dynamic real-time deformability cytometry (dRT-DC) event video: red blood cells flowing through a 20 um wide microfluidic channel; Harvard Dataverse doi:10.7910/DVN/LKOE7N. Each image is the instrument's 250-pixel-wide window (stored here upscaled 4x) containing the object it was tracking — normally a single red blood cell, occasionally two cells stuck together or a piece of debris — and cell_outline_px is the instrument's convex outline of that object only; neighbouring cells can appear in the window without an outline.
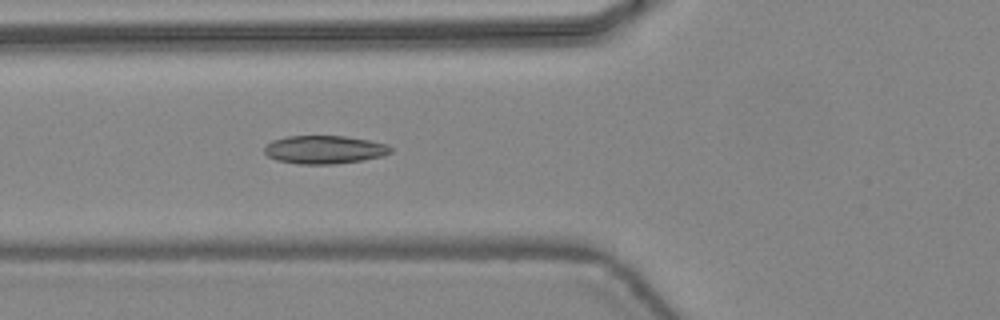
{"species": "common noctule bat (a hibernating species)", "species_latin": "Nyctalus noctula", "temperature_condition": "warm", "stored_images_in_passage": 46, "camera_frame_rate_fps": 3000, "um_per_image_px": 0.085, "animal": {"sex": "female", "body_mass_g": 24.6, "forearm_length_mm": 56.2}, "frame": {"image": 1, "passage_image": 18, "time_ms": 5.667, "image_size_px": [1000, 320], "cell_outline_px": [[392, 152], [384, 156], [360, 160], [332, 164], [296, 164], [276, 160], [268, 156], [264, 152], [264, 148], [272, 140], [288, 136], [344, 136], [368, 140], [388, 144], [392, 148]], "centroid_in_image_um": [27.58, 12.72], "position_along_channel_um": 98.2, "area_um2": 20.75}}
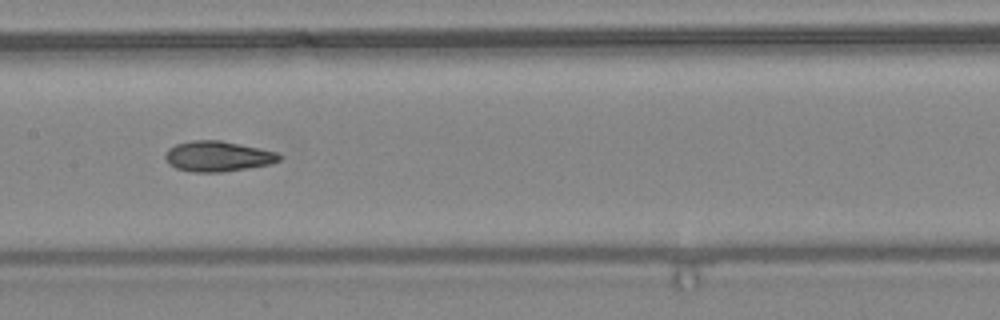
{"frame": {"image": 2, "passage_image": 24, "time_ms": 7.667, "image_size_px": [1000, 320], "cell_outline_px": [[284, 156], [280, 160], [268, 164], [248, 168], [224, 172], [192, 172], [176, 168], [168, 164], [164, 156], [164, 152], [168, 148], [176, 144], [192, 140], [220, 140], [240, 144], [276, 152]], "centroid_in_image_um": [18.47, 13.29], "position_along_channel_um": 188.9, "area_um2": 20.29}}
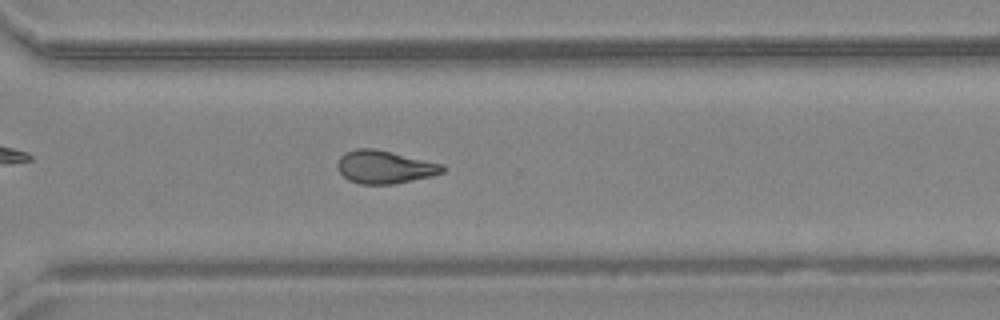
{"frame": {"image": 3, "passage_image": 34, "time_ms": 11.0, "image_size_px": [1000, 320], "cell_outline_px": [[444, 172], [432, 176], [392, 184], [360, 184], [348, 180], [336, 168], [336, 164], [340, 156], [344, 152], [356, 148], [372, 148], [392, 152], [444, 164]], "centroid_in_image_um": [32.67, 14.19], "position_along_channel_um": 337.9, "area_um2": 20.29}, "authors_computed_cell_mechanics": {"area_um2": 20.0855, "velocity_mm_per_s": 4.4912, "shape_relaxation_time_tau1_ms": null, "shape_relaxation_time_tau2_ms": 2.8542, "deformation_change_tau1": null, "deformation_change_tau2": 0.1025}}